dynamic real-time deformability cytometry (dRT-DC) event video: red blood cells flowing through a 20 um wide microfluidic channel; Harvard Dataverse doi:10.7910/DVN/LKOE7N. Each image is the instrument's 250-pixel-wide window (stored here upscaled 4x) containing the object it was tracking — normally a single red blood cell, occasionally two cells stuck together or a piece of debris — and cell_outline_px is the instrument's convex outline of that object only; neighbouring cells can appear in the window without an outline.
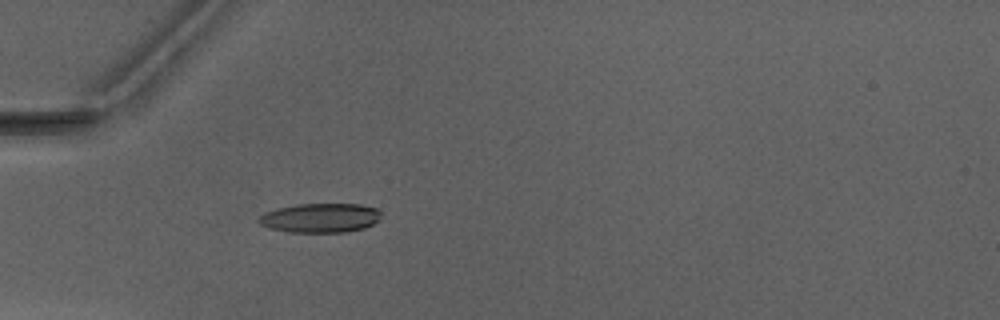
{"species": "Egyptian fruit bat (a non-hibernating species)", "species_latin": "Rousettus aegyptiacus", "temperature_condition": "warm", "stored_images_in_passage": 43, "camera_frame_rate_fps": 3000, "um_per_image_px": 0.085, "animal": {"sex": "male"}, "frame": {"image": 1, "passage_image": 16, "time_ms": 5.0, "image_size_px": [1000, 320], "cell_outline_px": [[380, 220], [364, 228], [344, 232], [288, 232], [268, 228], [260, 224], [256, 220], [264, 212], [276, 208], [296, 204], [360, 204], [376, 208], [380, 212]], "centroid_in_image_um": [27.19, 18.52], "position_along_channel_um": 57.8, "area_um2": 21.04}}
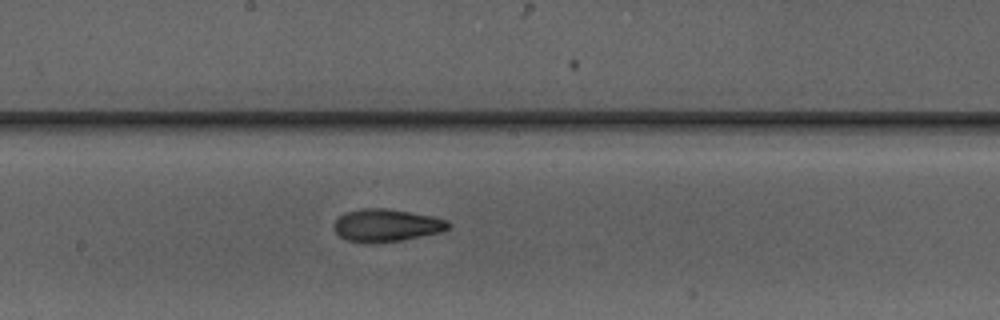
{"frame": {"image": 2, "passage_image": 28, "time_ms": 9.0, "image_size_px": [1000, 320], "cell_outline_px": [[448, 228], [444, 232], [400, 240], [348, 240], [340, 236], [336, 232], [332, 224], [344, 212], [364, 208], [388, 208], [432, 216], [448, 220]], "centroid_in_image_um": [32.88, 19.1], "position_along_channel_um": 215.3, "area_um2": 21.04}}
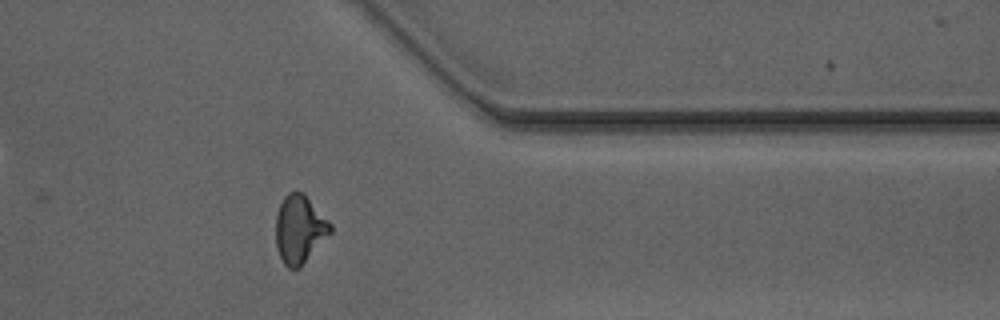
{"frame": {"image": 3, "passage_image": 41, "time_ms": 13.333, "image_size_px": [1000, 320], "cell_outline_px": [[332, 232], [300, 268], [288, 268], [284, 264], [276, 248], [276, 212], [284, 196], [288, 192], [304, 192], [332, 224]], "centroid_in_image_um": [25.47, 19.47], "position_along_channel_um": 385.9, "area_um2": 21.85}, "authors_computed_cell_mechanics": {"area_um2": 20.8658, "velocity_mm_per_s": 4.1655, "shape_relaxation_time_tau1_ms": null, "shape_relaxation_time_tau2_ms": 2.9223, "deformation_change_tau1": null, "deformation_change_tau2": 0.1091}}